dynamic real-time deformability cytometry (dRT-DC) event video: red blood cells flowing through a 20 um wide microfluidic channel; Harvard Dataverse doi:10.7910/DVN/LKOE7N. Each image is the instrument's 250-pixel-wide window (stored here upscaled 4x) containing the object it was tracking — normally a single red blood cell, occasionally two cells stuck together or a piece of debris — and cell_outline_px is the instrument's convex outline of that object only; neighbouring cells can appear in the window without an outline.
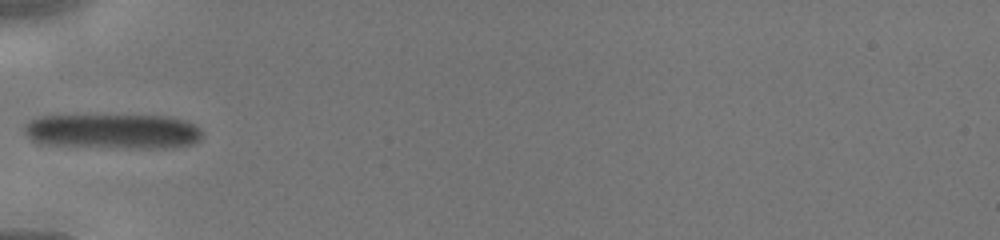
{"species": "human", "species_latin": "Homo sapiens", "temperature_condition": "cold", "stored_images_in_passage": 29, "camera_frame_rate_fps": 3000, "um_per_image_px": 0.085, "donor": {"sex": "male"}, "frame": {"image": 1, "passage_image": 1, "time_ms": 0.0, "image_size_px": [1000, 240], "cell_outline_px": [[200, 140], [192, 144], [168, 148], [124, 148], [52, 144], [28, 140], [24, 132], [24, 124], [28, 120], [40, 116], [164, 116], [184, 120], [192, 124], [200, 132]], "centroid_in_image_um": [9.55, 11.17], "position_along_channel_um": 75.4, "area_um2": 35.89}}
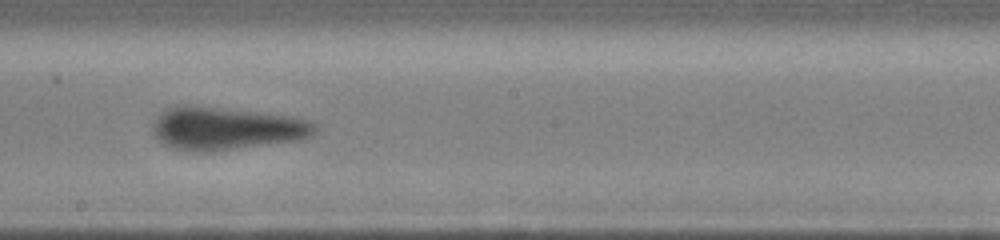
{"frame": {"image": 2, "passage_image": 11, "time_ms": 3.333, "image_size_px": [1000, 240], "cell_outline_px": [[316, 132], [312, 136], [300, 140], [212, 152], [192, 152], [172, 148], [164, 144], [156, 136], [152, 128], [152, 124], [160, 112], [168, 108], [188, 104], [288, 116], [304, 120], [316, 124]], "centroid_in_image_um": [19.18, 10.93], "position_along_channel_um": 229.0, "area_um2": 40.46}}
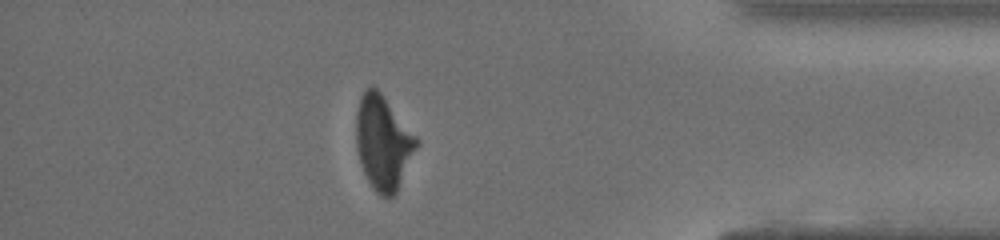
{"frame": {"image": 3, "passage_image": 24, "time_ms": 7.667, "image_size_px": [1000, 240], "cell_outline_px": [[420, 144], [396, 192], [392, 196], [380, 196], [376, 192], [368, 180], [360, 164], [356, 148], [356, 116], [360, 96], [372, 84], [380, 92], [420, 140]], "centroid_in_image_um": [32.57, 12.12], "position_along_channel_um": 402.6, "area_um2": 33.06}}